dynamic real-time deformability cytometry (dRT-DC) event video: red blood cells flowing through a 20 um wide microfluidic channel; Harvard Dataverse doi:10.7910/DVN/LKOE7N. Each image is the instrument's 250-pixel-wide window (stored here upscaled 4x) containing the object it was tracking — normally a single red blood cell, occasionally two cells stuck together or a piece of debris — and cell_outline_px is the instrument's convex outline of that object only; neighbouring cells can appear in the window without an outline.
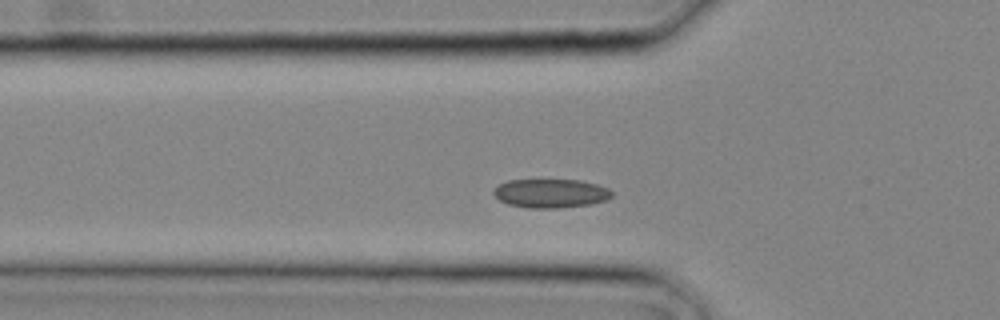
{"species": "common noctule bat (a hibernating species)", "species_latin": "Nyctalus noctula", "temperature_condition": "cold", "stored_images_in_passage": 23, "camera_frame_rate_fps": 3000, "um_per_image_px": 0.085, "animal": {"sex": "male", "body_mass_g": 20.4}, "frame": {"image": 1, "passage_image": 5, "time_ms": 1.333, "image_size_px": [1000, 320], "cell_outline_px": [[612, 196], [604, 200], [592, 204], [556, 208], [532, 208], [508, 204], [500, 200], [492, 192], [500, 184], [508, 180], [580, 180], [596, 184], [608, 188], [612, 192]], "centroid_in_image_um": [46.82, 16.43], "position_along_channel_um": 79.0, "area_um2": 19.65}}
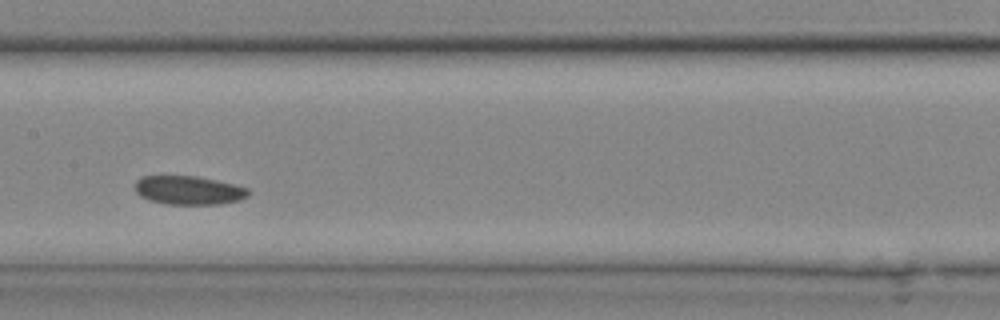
{"frame": {"image": 2, "passage_image": 10, "time_ms": 3.0, "image_size_px": [1000, 320], "cell_outline_px": [[252, 192], [248, 196], [240, 200], [220, 204], [168, 204], [148, 200], [140, 196], [136, 192], [136, 180], [140, 176], [196, 176], [216, 180], [248, 188]], "centroid_in_image_um": [16.05, 16.17], "position_along_channel_um": 191.4, "area_um2": 19.02}}
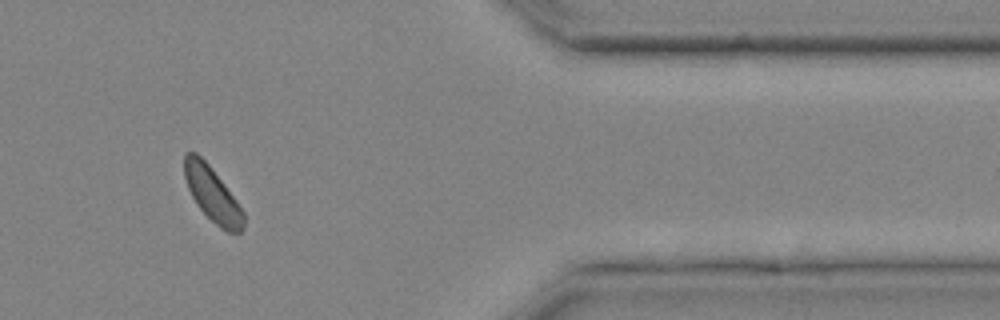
{"frame": {"image": 3, "passage_image": 20, "time_ms": 6.333, "image_size_px": [1000, 320], "cell_outline_px": [[244, 228], [240, 232], [228, 232], [220, 228], [196, 204], [188, 188], [184, 176], [184, 152], [196, 152], [208, 164], [236, 200], [244, 212]], "centroid_in_image_um": [18.04, 16.51], "position_along_channel_um": 393.4, "area_um2": 18.5}}